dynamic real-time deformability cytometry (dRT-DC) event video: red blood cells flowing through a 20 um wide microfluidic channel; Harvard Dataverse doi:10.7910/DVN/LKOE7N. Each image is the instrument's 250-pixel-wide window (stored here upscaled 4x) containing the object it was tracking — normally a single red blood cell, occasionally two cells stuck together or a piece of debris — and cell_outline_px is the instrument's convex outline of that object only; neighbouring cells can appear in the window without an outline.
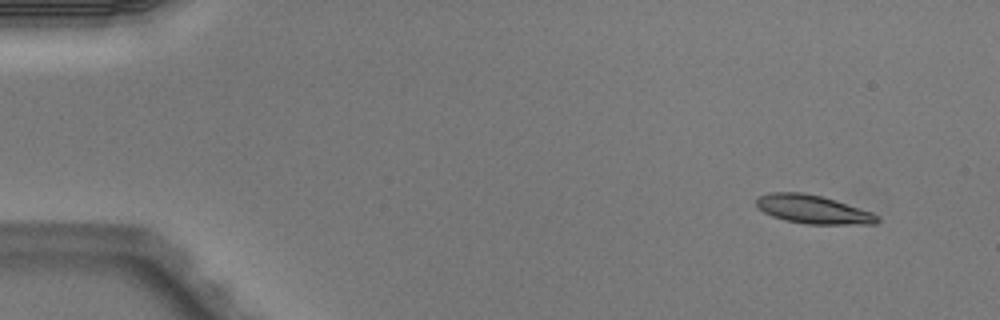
{"species": "Egyptian fruit bat (a non-hibernating species)", "species_latin": "Rousettus aegyptiacus", "temperature_condition": "warm", "stored_images_in_passage": 4, "camera_frame_rate_fps": 3000, "um_per_image_px": 0.085, "animal": {"sex": "male"}, "frame": {"image": 1, "passage_image": 1, "time_ms": 0.0, "image_size_px": [1000, 320], "cell_outline_px": [[880, 220], [876, 224], [808, 224], [784, 220], [772, 216], [764, 212], [756, 204], [756, 200], [760, 196], [768, 192], [804, 192], [836, 200], [872, 212], [880, 216]], "centroid_in_image_um": [69.13, 17.8], "position_along_channel_um": 15.9, "area_um2": 20.11}}
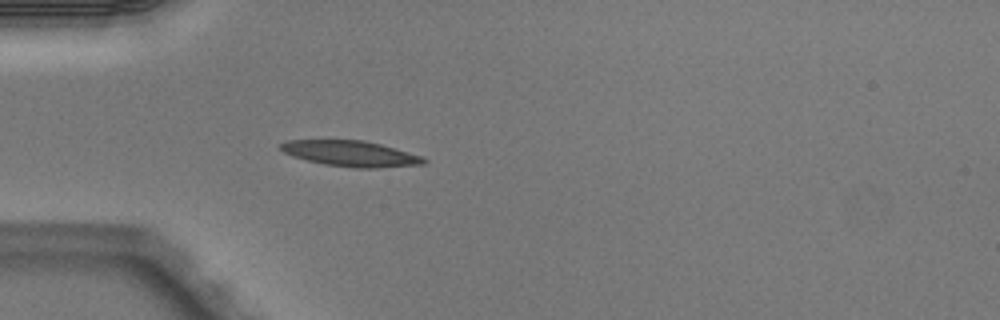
{"frame": {"image": 2, "passage_image": 4, "time_ms": 1.0, "image_size_px": [1000, 320], "cell_outline_px": [[428, 160], [424, 164], [376, 168], [356, 168], [324, 164], [292, 156], [276, 148], [280, 144], [288, 140], [364, 140], [380, 144], [424, 156]], "centroid_in_image_um": [29.82, 13.05], "position_along_channel_um": 55.2, "area_um2": 21.5}}